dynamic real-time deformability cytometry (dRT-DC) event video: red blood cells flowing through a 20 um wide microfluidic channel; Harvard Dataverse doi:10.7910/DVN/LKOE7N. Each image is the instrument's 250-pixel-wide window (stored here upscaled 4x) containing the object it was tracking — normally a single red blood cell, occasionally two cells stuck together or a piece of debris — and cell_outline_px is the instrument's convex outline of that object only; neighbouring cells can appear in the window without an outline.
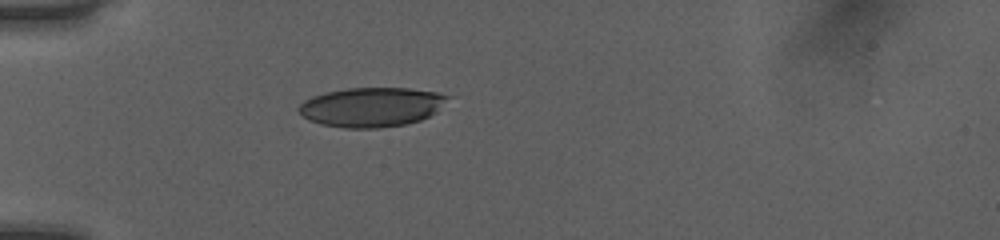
{"species": "human", "species_latin": "Homo sapiens", "temperature_condition": "room temperature", "stored_images_in_passage": 36, "camera_frame_rate_fps": 3000, "um_per_image_px": 0.085, "donor": {"sex": "female"}, "frame": {"image": 1, "passage_image": 1, "time_ms": 0.0, "image_size_px": [1000, 240], "cell_outline_px": [[452, 96], [436, 112], [420, 120], [404, 124], [376, 128], [344, 128], [320, 124], [308, 120], [300, 116], [296, 108], [304, 100], [312, 96], [324, 92], [348, 88], [408, 88], [436, 92]], "centroid_in_image_um": [31.53, 9.09], "position_along_channel_um": 53.5, "area_um2": 34.45}}
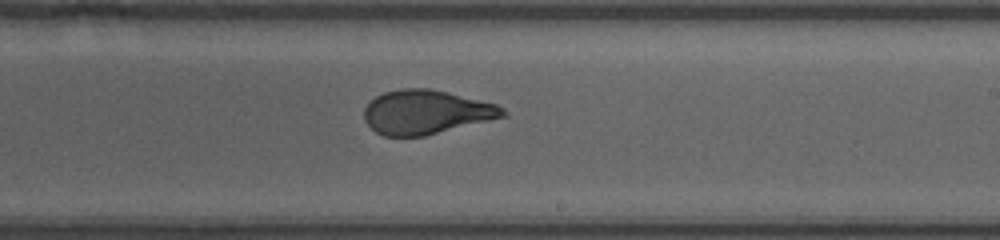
{"frame": {"image": 2, "passage_image": 17, "time_ms": 5.333, "image_size_px": [1000, 240], "cell_outline_px": [[508, 116], [424, 136], [384, 136], [376, 132], [364, 120], [364, 108], [376, 96], [384, 92], [400, 88], [428, 88], [448, 92], [496, 104], [504, 108], [508, 112]], "centroid_in_image_um": [36.24, 9.53], "position_along_channel_um": 252.8, "area_um2": 35.66}}
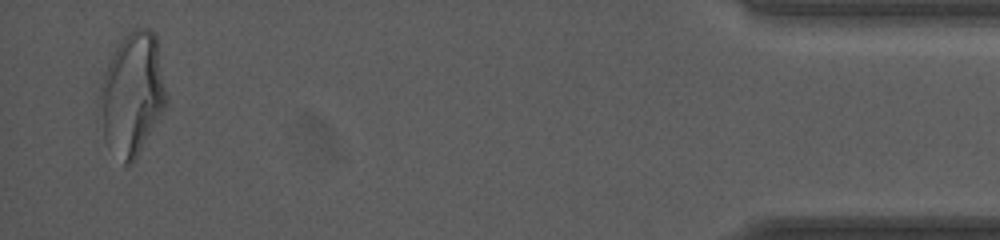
{"frame": {"image": 3, "passage_image": 35, "time_ms": 11.333, "image_size_px": [1000, 240], "cell_outline_px": [[168, 104], [132, 164], [124, 164], [104, 136], [96, 104], [100, 84], [104, 72], [116, 48], [124, 36], [128, 32], [136, 28], [152, 28], [156, 36], [168, 96]], "centroid_in_image_um": [11.25, 7.96], "position_along_channel_um": 424.0, "area_um2": 47.74}, "authors_computed_cell_mechanics": {"area_um2": 36.4718, "velocity_mm_per_s": 4.0513, "shape_relaxation_time_tau1_ms": 6.3512, "shape_relaxation_time_tau2_ms": 0.671, "deformation_change_tau1": 0.1932, "deformation_change_tau2": 0.0698}}